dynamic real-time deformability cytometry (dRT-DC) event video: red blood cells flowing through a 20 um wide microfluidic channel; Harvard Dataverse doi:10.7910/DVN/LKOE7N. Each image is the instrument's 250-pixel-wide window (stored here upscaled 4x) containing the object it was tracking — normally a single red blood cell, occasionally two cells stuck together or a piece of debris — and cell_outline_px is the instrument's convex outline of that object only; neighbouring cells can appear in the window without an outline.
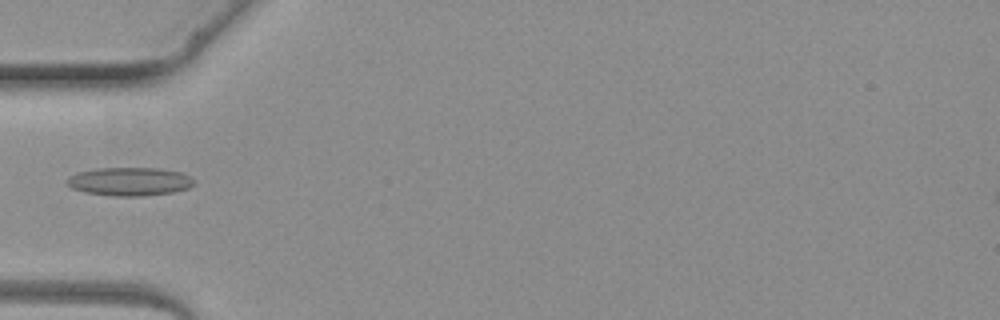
{"species": "common noctule bat (a hibernating species)", "species_latin": "Nyctalus noctula", "temperature_condition": "warm", "stored_images_in_passage": 4, "camera_frame_rate_fps": 3000, "um_per_image_px": 0.085, "animal": {"sex": "female", "body_mass_g": 19.3, "forearm_length_mm": 54.1}, "frame": {"image": 1, "passage_image": 4, "time_ms": 3.667, "image_size_px": [1000, 320], "cell_outline_px": [[196, 184], [188, 188], [172, 192], [144, 196], [112, 196], [84, 192], [72, 188], [64, 180], [68, 176], [80, 172], [96, 168], [160, 168], [180, 172], [188, 176]], "centroid_in_image_um": [10.99, 15.43], "position_along_channel_um": 74.0, "area_um2": 21.04}}